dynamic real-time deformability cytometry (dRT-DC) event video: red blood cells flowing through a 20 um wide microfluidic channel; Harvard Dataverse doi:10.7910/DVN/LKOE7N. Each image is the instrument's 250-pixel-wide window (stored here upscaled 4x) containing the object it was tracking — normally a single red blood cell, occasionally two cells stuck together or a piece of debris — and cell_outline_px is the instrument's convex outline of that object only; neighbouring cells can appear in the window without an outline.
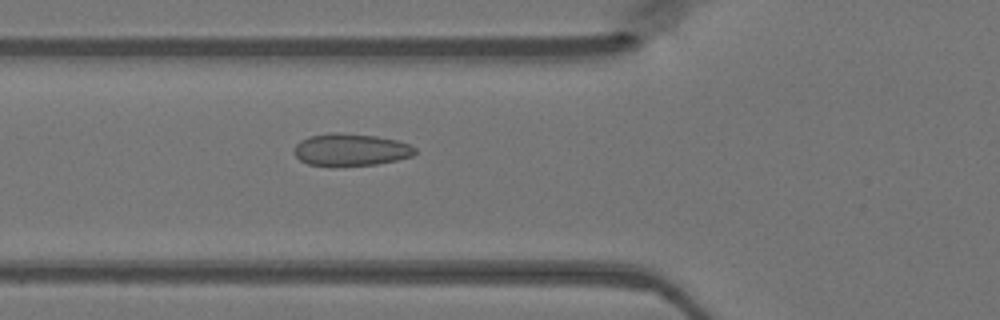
{"species": "Egyptian fruit bat (a non-hibernating species)", "species_latin": "Rousettus aegyptiacus", "temperature_condition": "warm", "stored_images_in_passage": 33, "camera_frame_rate_fps": 3000, "um_per_image_px": 0.085, "animal": {"sex": "female"}, "frame": {"image": 1, "passage_image": 3, "time_ms": 0.667, "image_size_px": [1000, 320], "cell_outline_px": [[416, 152], [412, 156], [396, 160], [376, 164], [308, 164], [300, 160], [296, 156], [292, 148], [300, 140], [308, 136], [332, 132], [336, 132], [376, 136], [396, 140], [408, 144], [416, 148]], "centroid_in_image_um": [29.79, 12.69], "position_along_channel_um": 96.0, "area_um2": 22.25}}
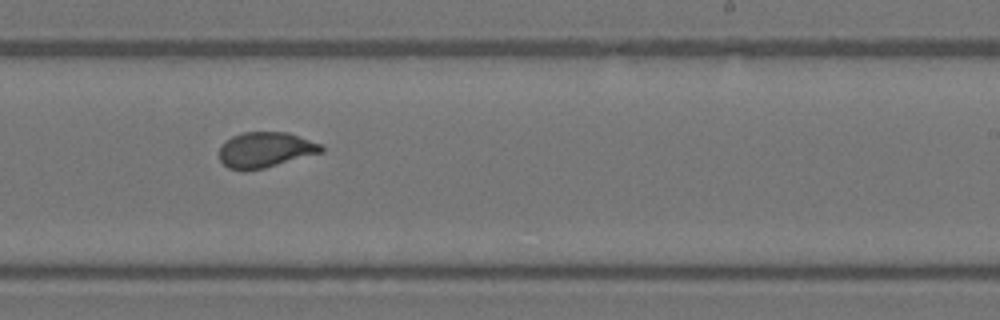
{"frame": {"image": 2, "passage_image": 15, "time_ms": 4.667, "image_size_px": [1000, 320], "cell_outline_px": [[324, 152], [264, 168], [244, 172], [240, 172], [228, 168], [220, 160], [220, 148], [232, 136], [244, 132], [288, 132], [324, 144]], "centroid_in_image_um": [22.6, 12.75], "position_along_channel_um": 266.4, "area_um2": 21.33}}
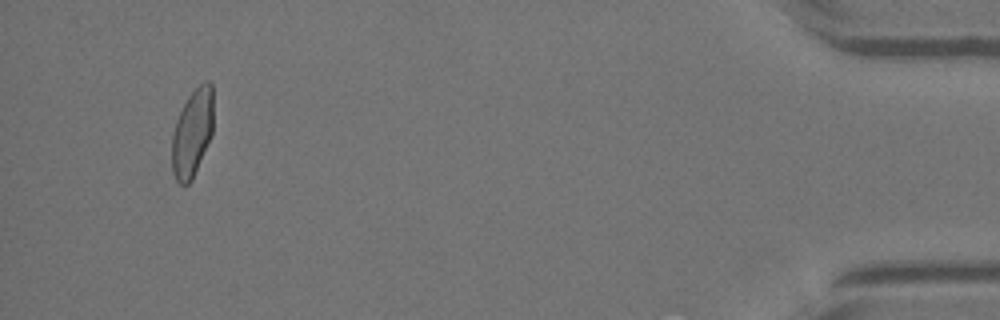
{"frame": {"image": 3, "passage_image": 31, "time_ms": 10.0, "image_size_px": [1000, 320], "cell_outline_px": [[212, 132], [192, 180], [188, 184], [180, 184], [176, 180], [172, 172], [172, 132], [176, 120], [188, 96], [204, 80], [208, 80], [212, 84]], "centroid_in_image_um": [16.33, 11.29], "position_along_channel_um": 418.9, "area_um2": 20.92}}